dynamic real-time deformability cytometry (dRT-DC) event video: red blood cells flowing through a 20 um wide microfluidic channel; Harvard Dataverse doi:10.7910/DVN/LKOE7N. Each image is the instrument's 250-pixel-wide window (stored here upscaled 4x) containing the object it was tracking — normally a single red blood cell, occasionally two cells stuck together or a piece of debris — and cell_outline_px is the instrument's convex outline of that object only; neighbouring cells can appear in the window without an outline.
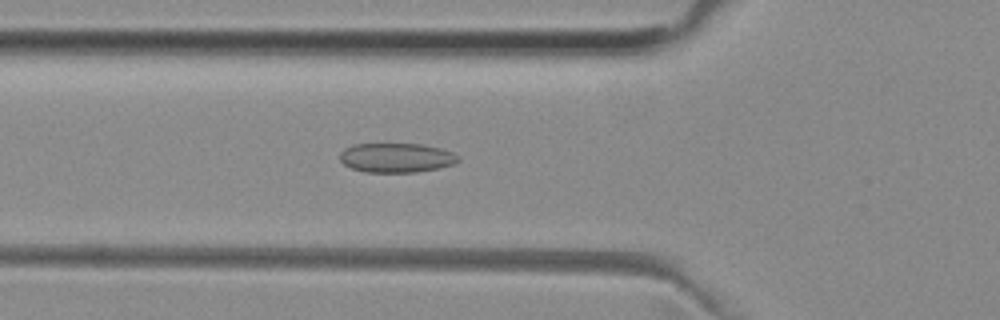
{"species": "common noctule bat (a hibernating species)", "species_latin": "Nyctalus noctula", "temperature_condition": "room temperature", "stored_images_in_passage": 38, "camera_frame_rate_fps": 3000, "um_per_image_px": 0.085, "animal": {"sex": "female", "body_mass_g": 29.2, "forearm_length_mm": 56.3}, "frame": {"image": 1, "passage_image": 10, "time_ms": 3.0, "image_size_px": [1000, 320], "cell_outline_px": [[460, 160], [452, 164], [440, 168], [416, 172], [364, 172], [352, 168], [344, 164], [340, 160], [340, 152], [344, 148], [352, 144], [420, 144], [440, 148], [452, 152], [460, 156]], "centroid_in_image_um": [33.68, 13.41], "position_along_channel_um": 92.1, "area_um2": 20.35}}
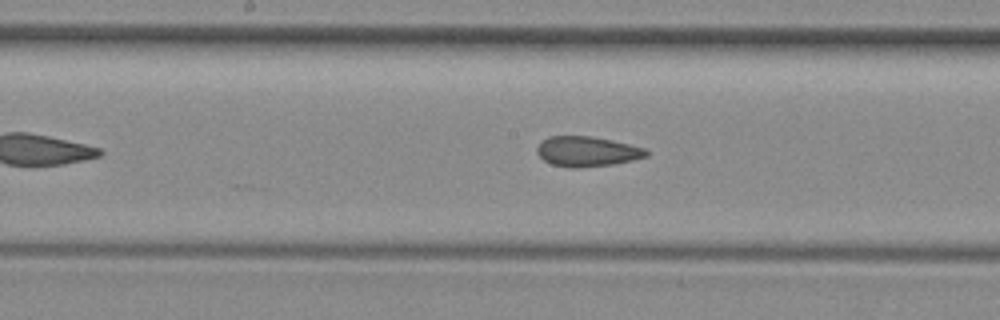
{"frame": {"image": 2, "passage_image": 18, "time_ms": 5.667, "image_size_px": [1000, 320], "cell_outline_px": [[648, 156], [632, 160], [612, 164], [580, 168], [568, 168], [552, 164], [544, 160], [536, 152], [536, 148], [548, 136], [592, 136], [612, 140], [644, 148], [648, 152]], "centroid_in_image_um": [49.88, 12.88], "position_along_channel_um": 198.3, "area_um2": 19.07}}
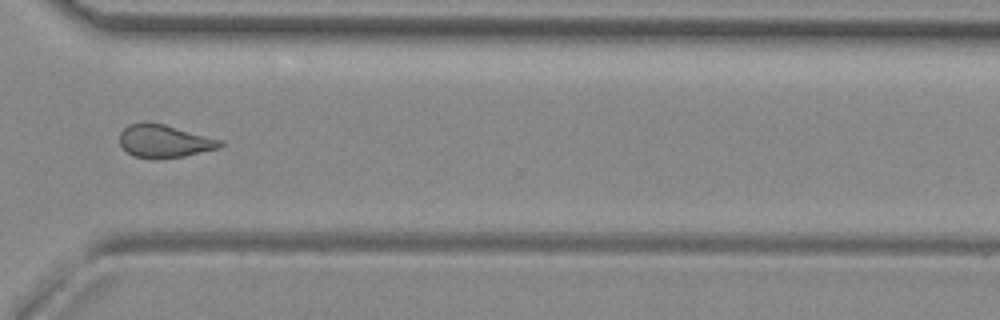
{"frame": {"image": 3, "passage_image": 30, "time_ms": 9.667, "image_size_px": [1000, 320], "cell_outline_px": [[224, 144], [220, 148], [184, 156], [156, 160], [152, 160], [132, 156], [120, 144], [120, 132], [128, 124], [144, 120], [164, 124], [224, 140]], "centroid_in_image_um": [13.96, 11.99], "position_along_channel_um": 356.6, "area_um2": 19.83}}